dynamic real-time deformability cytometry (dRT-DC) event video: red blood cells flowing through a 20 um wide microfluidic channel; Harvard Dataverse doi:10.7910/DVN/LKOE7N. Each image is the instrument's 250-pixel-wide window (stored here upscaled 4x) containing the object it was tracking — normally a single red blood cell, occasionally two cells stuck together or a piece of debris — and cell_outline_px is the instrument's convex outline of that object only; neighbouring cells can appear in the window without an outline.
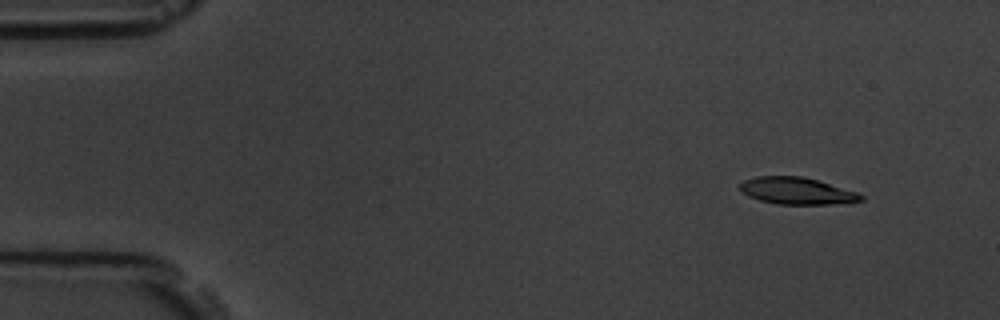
{"species": "common noctule bat (a hibernating species)", "species_latin": "Nyctalus noctula", "temperature_condition": "room temperature", "stored_images_in_passage": 5, "camera_frame_rate_fps": 3000, "um_per_image_px": 0.085, "animal": {"sex": "male", "body_mass_g": 19.5, "forearm_length_mm": 54.6}, "frame": {"image": 1, "passage_image": 2, "time_ms": 1.0, "image_size_px": [1000, 320], "cell_outline_px": [[864, 200], [852, 204], [776, 204], [760, 200], [748, 196], [740, 192], [740, 184], [744, 180], [756, 176], [800, 176], [816, 180], [860, 192], [864, 196]], "centroid_in_image_um": [67.8, 16.24], "position_along_channel_um": 17.2, "area_um2": 19.31}}
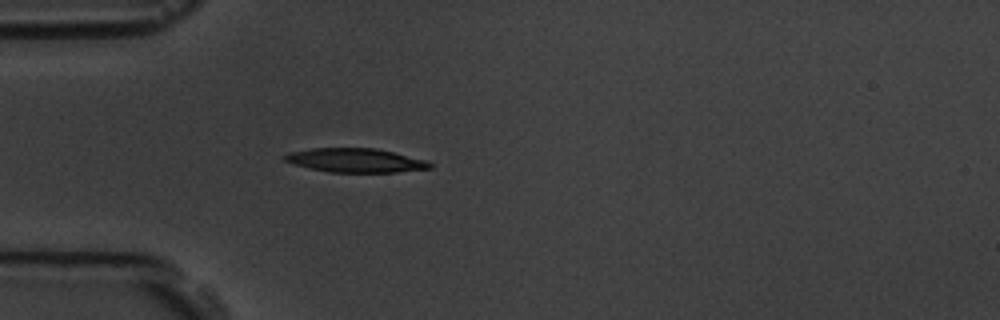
{"frame": {"image": 2, "passage_image": 5, "time_ms": 4.667, "image_size_px": [1000, 320], "cell_outline_px": [[432, 168], [396, 172], [328, 172], [296, 164], [284, 160], [280, 156], [288, 152], [312, 148], [376, 148], [424, 160], [432, 164]], "centroid_in_image_um": [30.17, 13.62], "position_along_channel_um": 54.8, "area_um2": 20.06}}